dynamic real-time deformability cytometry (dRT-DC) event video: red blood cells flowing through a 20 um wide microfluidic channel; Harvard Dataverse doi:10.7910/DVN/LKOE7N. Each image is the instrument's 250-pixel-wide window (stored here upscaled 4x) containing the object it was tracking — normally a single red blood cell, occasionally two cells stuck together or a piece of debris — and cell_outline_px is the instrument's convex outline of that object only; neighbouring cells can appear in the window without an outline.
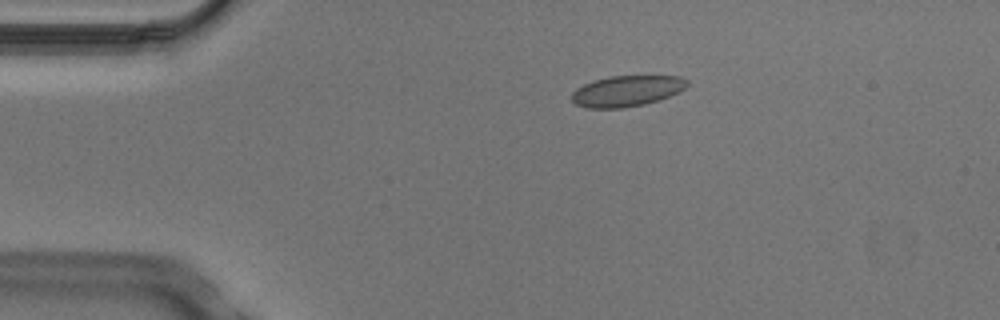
{"species": "Egyptian fruit bat (a non-hibernating species)", "species_latin": "Rousettus aegyptiacus", "temperature_condition": "cold", "stored_images_in_passage": 4, "camera_frame_rate_fps": 3000, "um_per_image_px": 0.085, "animal": {"sex": "male"}, "frame": {"image": 1, "passage_image": 3, "time_ms": 0.667, "image_size_px": [1000, 320], "cell_outline_px": [[688, 84], [680, 92], [660, 100], [644, 104], [620, 108], [588, 108], [576, 104], [572, 100], [572, 92], [576, 88], [592, 80], [608, 76], [680, 76], [688, 80]], "centroid_in_image_um": [53.28, 7.73], "position_along_channel_um": 31.7, "area_um2": 20.87}}